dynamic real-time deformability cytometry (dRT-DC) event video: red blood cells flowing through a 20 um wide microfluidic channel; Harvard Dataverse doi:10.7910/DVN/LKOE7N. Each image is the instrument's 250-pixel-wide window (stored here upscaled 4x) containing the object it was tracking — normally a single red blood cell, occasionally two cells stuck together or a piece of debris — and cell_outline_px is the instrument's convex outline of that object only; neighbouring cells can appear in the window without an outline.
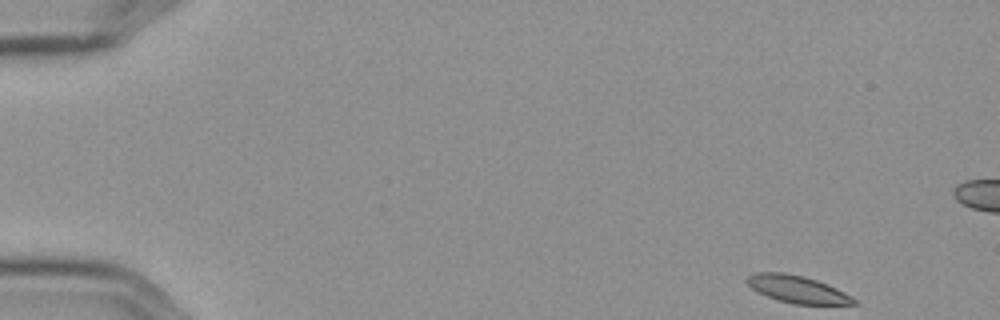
{"species": "Egyptian fruit bat (a non-hibernating species)", "species_latin": "Rousettus aegyptiacus", "temperature_condition": "cold", "stored_images_in_passage": 7, "camera_frame_rate_fps": 3000, "um_per_image_px": 0.085, "frame": {"image": 1, "passage_image": 1, "time_ms": 0.0, "image_size_px": [1000, 320], "cell_outline_px": [[856, 304], [792, 304], [776, 300], [752, 288], [744, 280], [752, 272], [784, 272], [804, 276], [828, 284], [844, 292], [856, 300]], "centroid_in_image_um": [67.73, 24.57], "position_along_channel_um": 17.3, "area_um2": 16.94}}
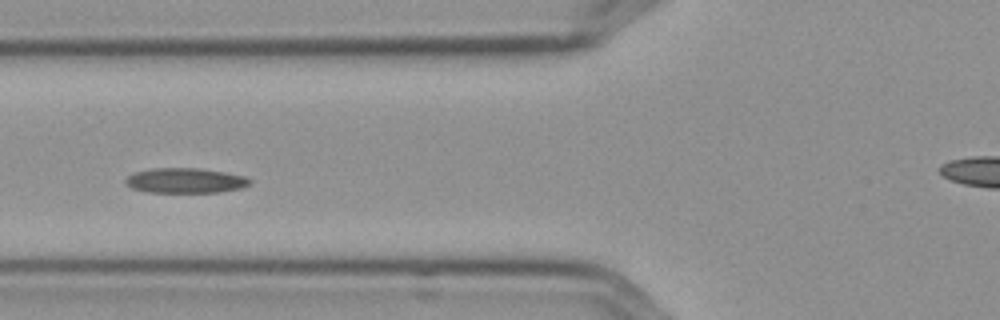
{"frame": {"image": 2, "passage_image": 6, "time_ms": 1.667, "image_size_px": [1000, 320], "cell_outline_px": [[252, 184], [244, 188], [220, 192], [148, 192], [132, 188], [124, 184], [124, 180], [132, 172], [152, 168], [196, 168], [224, 172], [244, 176], [252, 180]], "centroid_in_image_um": [15.75, 15.35], "position_along_channel_um": 110.0, "area_um2": 18.32}}
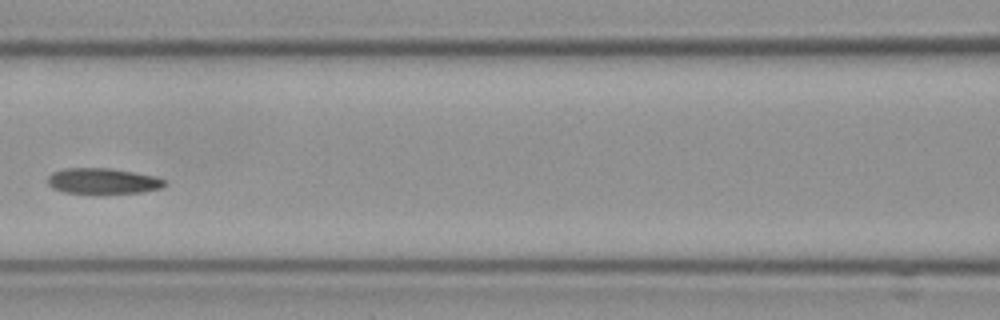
{"frame": {"image": 3, "passage_image": 7, "time_ms": 2.0, "image_size_px": [1000, 320], "cell_outline_px": [[168, 184], [164, 188], [144, 192], [64, 192], [52, 188], [48, 184], [48, 176], [52, 172], [64, 168], [108, 168], [156, 176], [164, 180]], "centroid_in_image_um": [8.77, 15.37], "position_along_channel_um": 157.8, "area_um2": 17.28}}